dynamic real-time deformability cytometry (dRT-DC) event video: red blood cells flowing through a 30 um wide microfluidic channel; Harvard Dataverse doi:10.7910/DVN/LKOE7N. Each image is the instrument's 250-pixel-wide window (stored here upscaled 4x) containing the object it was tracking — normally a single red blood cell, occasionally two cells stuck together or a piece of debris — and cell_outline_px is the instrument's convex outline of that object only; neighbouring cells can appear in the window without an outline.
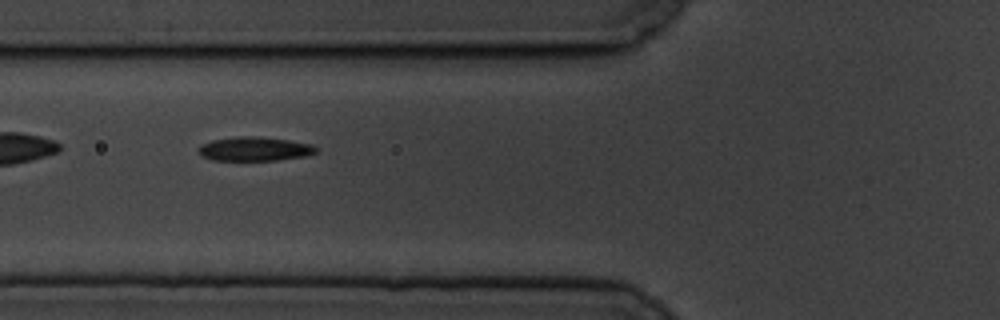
{"species": "common noctule bat (a hibernating species)", "species_latin": "Nyctalus noctula", "temperature_condition": "cold", "stored_images_in_passage": 7, "segment_of_instrument_passage": [2, 2], "camera_frame_rate_fps": 3000, "um_per_image_px": 0.085, "animal": {"sex": "male", "body_mass_g": 19.5, "forearm_length_mm": 54.6}, "frame": {"image": 1, "passage_image": 7, "time_ms": 6.667, "image_size_px": [1000, 320], "cell_outline_px": [[320, 148], [316, 152], [304, 156], [276, 160], [212, 160], [200, 156], [196, 148], [200, 144], [212, 140], [236, 136], [256, 136], [288, 140], [312, 144]], "centroid_in_image_um": [21.59, 12.65], "position_along_channel_um": 104.2, "area_um2": 16.65}}